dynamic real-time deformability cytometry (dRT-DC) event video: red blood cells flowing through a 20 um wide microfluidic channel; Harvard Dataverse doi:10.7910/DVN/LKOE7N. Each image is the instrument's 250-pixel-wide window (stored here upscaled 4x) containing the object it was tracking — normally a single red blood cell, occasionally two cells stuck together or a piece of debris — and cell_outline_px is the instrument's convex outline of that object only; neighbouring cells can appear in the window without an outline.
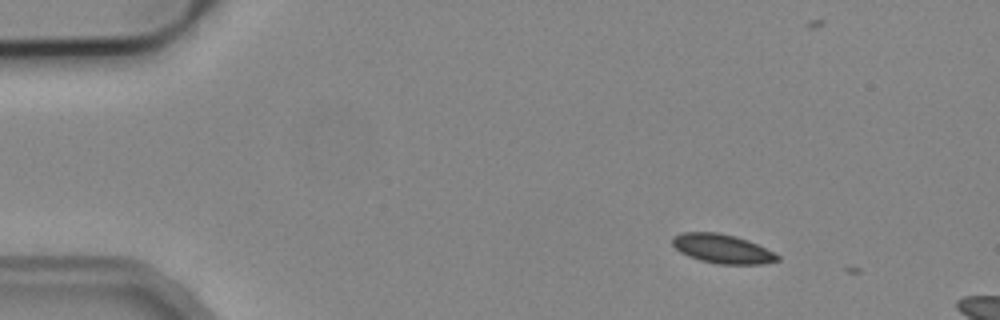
{"species": "common noctule bat (a hibernating species)", "species_latin": "Nyctalus noctula", "temperature_condition": "cold", "stored_images_in_passage": 3, "camera_frame_rate_fps": 3000, "um_per_image_px": 0.085, "animal": {"sex": "male", "body_mass_g": 19.2, "forearm_length_mm": 51.8}, "frame": {"image": 1, "passage_image": 2, "time_ms": 1.333, "image_size_px": [1000, 320], "cell_outline_px": [[780, 260], [764, 264], [720, 264], [700, 260], [688, 256], [680, 252], [672, 244], [672, 236], [684, 232], [716, 232], [736, 236], [748, 240], [780, 256]], "centroid_in_image_um": [61.38, 21.14], "position_along_channel_um": 23.6, "area_um2": 17.74}}